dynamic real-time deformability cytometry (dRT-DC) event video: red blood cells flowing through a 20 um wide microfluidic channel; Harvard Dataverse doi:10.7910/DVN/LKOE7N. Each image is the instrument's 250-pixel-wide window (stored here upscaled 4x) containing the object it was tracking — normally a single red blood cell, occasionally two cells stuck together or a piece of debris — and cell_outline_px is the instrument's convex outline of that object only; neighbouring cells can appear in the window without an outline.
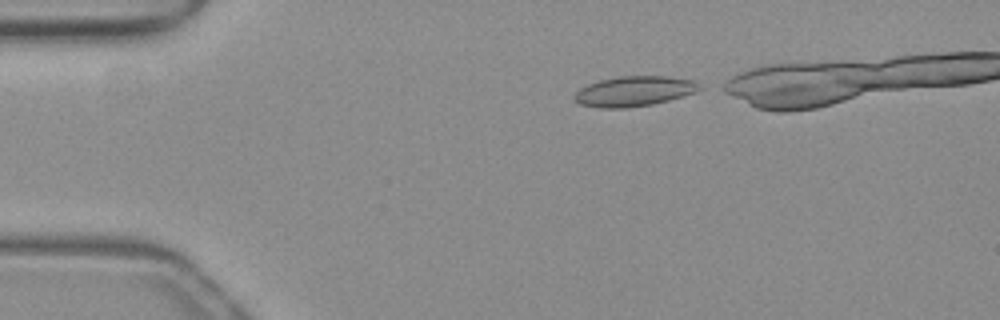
{"species": "common noctule bat (a hibernating species)", "species_latin": "Nyctalus noctula", "temperature_condition": "warm", "stored_images_in_passage": 33, "camera_frame_rate_fps": 3000, "um_per_image_px": 0.085, "animal": {"sex": "female", "body_mass_g": 19.3, "forearm_length_mm": 54.1}, "frame": {"image": 1, "passage_image": 1, "time_ms": 0.0, "image_size_px": [1000, 320], "cell_outline_px": [[704, 88], [696, 92], [684, 96], [652, 104], [628, 108], [600, 108], [580, 104], [572, 100], [572, 96], [580, 88], [588, 84], [600, 80], [616, 76], [668, 76], [692, 80]], "centroid_in_image_um": [53.87, 7.76], "position_along_channel_um": 31.1, "area_um2": 22.14}}
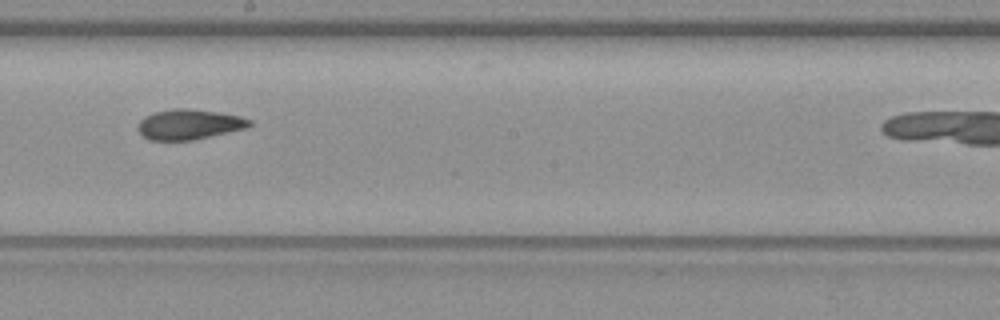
{"frame": {"image": 2, "passage_image": 20, "time_ms": 6.333, "image_size_px": [1000, 320], "cell_outline_px": [[252, 124], [244, 128], [192, 140], [148, 140], [136, 128], [140, 120], [144, 116], [156, 112], [172, 108], [188, 108], [216, 112], [240, 116], [252, 120]], "centroid_in_image_um": [16.03, 10.56], "position_along_channel_um": 232.2, "area_um2": 19.42}}
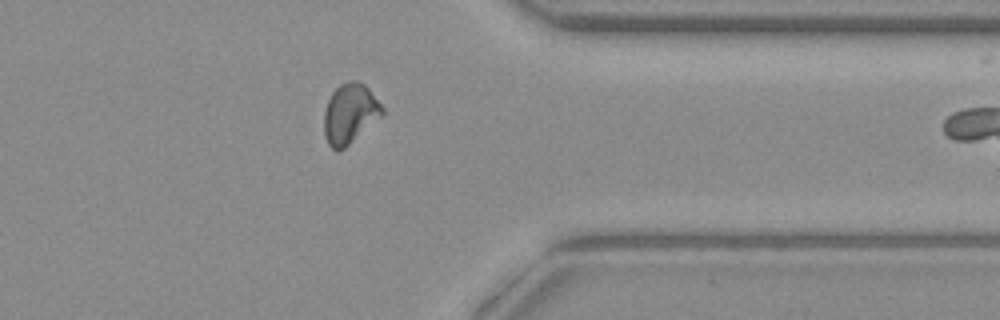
{"frame": {"image": 3, "passage_image": 32, "time_ms": 10.333, "image_size_px": [1000, 320], "cell_outline_px": [[384, 112], [380, 116], [344, 148], [336, 152], [328, 144], [324, 136], [324, 112], [328, 100], [332, 92], [340, 84], [348, 80], [356, 80], [364, 84], [368, 88], [384, 108]], "centroid_in_image_um": [29.71, 9.64], "position_along_channel_um": 381.7, "area_um2": 20.06}}